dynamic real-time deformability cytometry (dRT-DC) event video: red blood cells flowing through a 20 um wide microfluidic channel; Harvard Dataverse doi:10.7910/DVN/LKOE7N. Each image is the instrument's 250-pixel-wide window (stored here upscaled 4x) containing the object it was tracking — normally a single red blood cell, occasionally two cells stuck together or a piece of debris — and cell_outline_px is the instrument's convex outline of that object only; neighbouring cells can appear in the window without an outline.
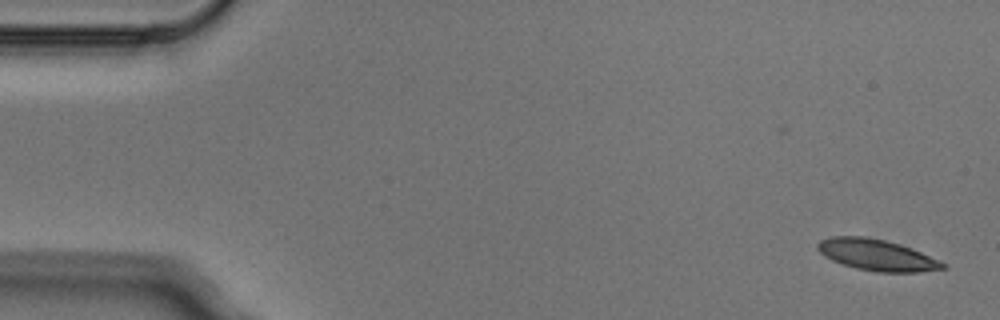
{"species": "Egyptian fruit bat (a non-hibernating species)", "species_latin": "Rousettus aegyptiacus", "temperature_condition": "cold", "stored_images_in_passage": 5, "camera_frame_rate_fps": 3000, "um_per_image_px": 0.085, "animal": {"sex": "male"}, "frame": {"image": 1, "passage_image": 1, "time_ms": 0.0, "image_size_px": [1000, 320], "cell_outline_px": [[948, 268], [920, 272], [876, 272], [856, 268], [832, 260], [824, 256], [816, 248], [816, 244], [820, 240], [832, 236], [864, 236], [884, 240], [900, 244], [940, 260], [948, 264]], "centroid_in_image_um": [74.54, 21.67], "position_along_channel_um": 10.5, "area_um2": 22.83}}
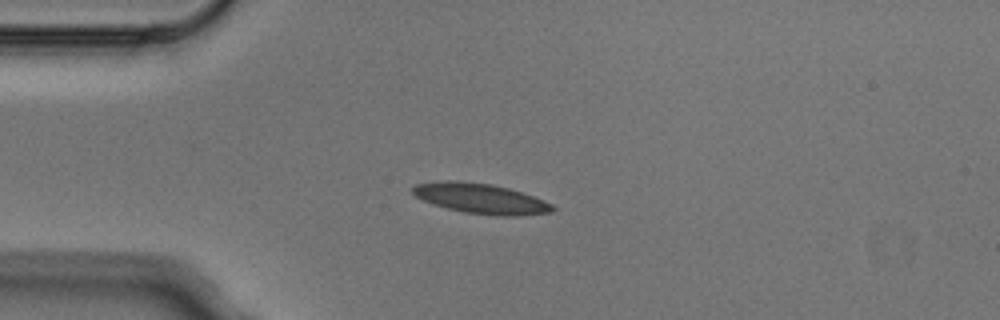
{"frame": {"image": 2, "passage_image": 4, "time_ms": 1.0, "image_size_px": [1000, 320], "cell_outline_px": [[556, 208], [552, 212], [520, 216], [496, 216], [464, 212], [432, 204], [416, 196], [412, 192], [412, 188], [416, 184], [444, 180], [456, 180], [488, 184], [508, 188], [544, 200], [552, 204]], "centroid_in_image_um": [40.87, 16.88], "position_along_channel_um": 44.1, "area_um2": 24.45}}
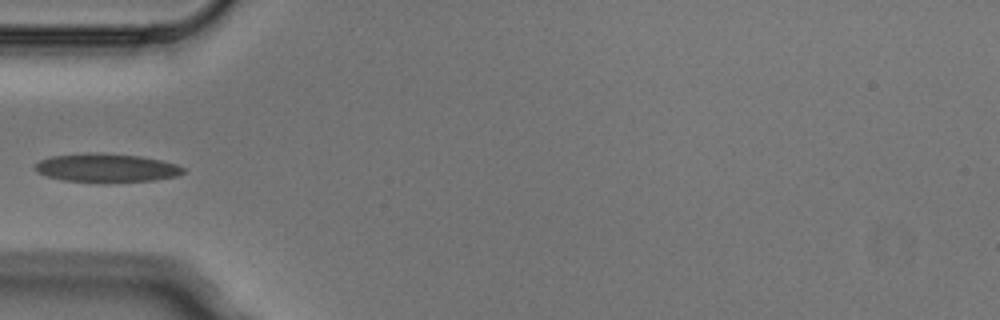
{"frame": {"image": 3, "passage_image": 5, "time_ms": 1.333, "image_size_px": [1000, 320], "cell_outline_px": [[188, 172], [176, 176], [156, 180], [64, 180], [48, 176], [36, 172], [32, 168], [40, 160], [48, 156], [88, 152], [100, 152], [140, 156], [160, 160], [176, 164], [184, 168]], "centroid_in_image_um": [9.03, 14.22], "position_along_channel_um": 76.0, "area_um2": 24.16}}